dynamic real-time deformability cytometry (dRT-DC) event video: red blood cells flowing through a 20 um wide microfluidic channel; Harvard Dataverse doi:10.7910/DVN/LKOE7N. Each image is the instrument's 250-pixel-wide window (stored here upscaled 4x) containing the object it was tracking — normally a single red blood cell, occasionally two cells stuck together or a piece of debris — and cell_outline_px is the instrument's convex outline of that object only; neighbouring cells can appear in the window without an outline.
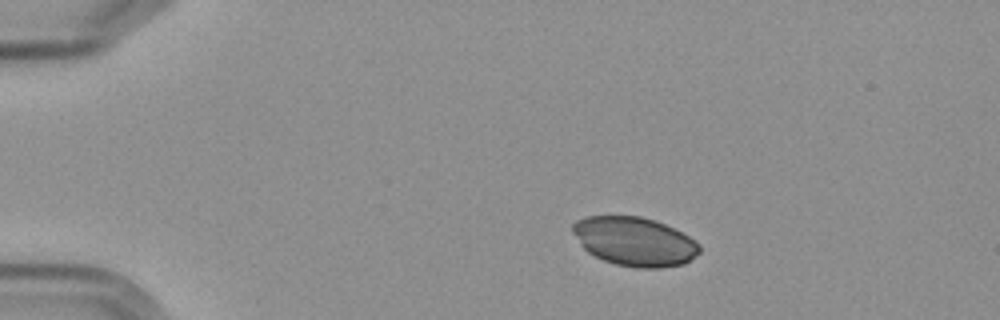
{"species": "Egyptian fruit bat (a non-hibernating species)", "species_latin": "Rousettus aegyptiacus", "temperature_condition": "cold", "stored_images_in_passage": 3, "camera_frame_rate_fps": 3000, "um_per_image_px": 0.085, "frame": {"image": 1, "passage_image": 1, "time_ms": 0.0, "image_size_px": [1000, 320], "cell_outline_px": [[700, 252], [684, 264], [660, 268], [636, 268], [616, 264], [604, 260], [588, 252], [580, 244], [572, 232], [572, 224], [576, 220], [584, 216], [640, 216], [656, 220], [688, 236], [700, 244]], "centroid_in_image_um": [53.92, 20.52], "position_along_channel_um": 31.1, "area_um2": 36.13}}